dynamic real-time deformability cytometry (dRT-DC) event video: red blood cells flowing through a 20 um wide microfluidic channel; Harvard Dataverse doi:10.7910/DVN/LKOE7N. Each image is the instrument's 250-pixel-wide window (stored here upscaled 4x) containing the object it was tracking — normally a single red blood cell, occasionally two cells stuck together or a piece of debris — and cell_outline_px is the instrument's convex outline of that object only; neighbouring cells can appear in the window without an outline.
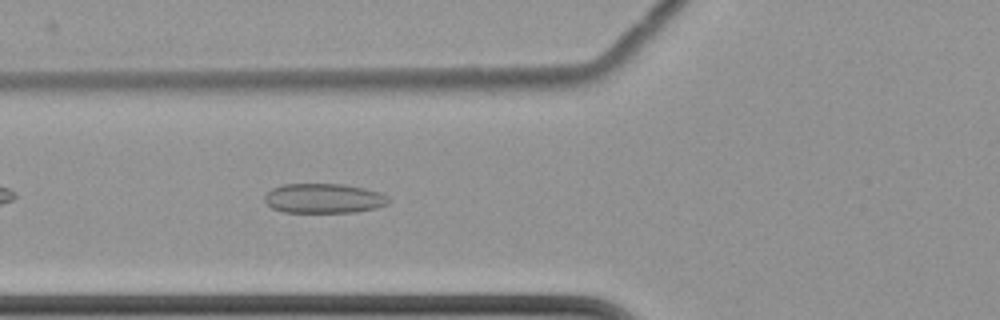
{"species": "common noctule bat (a hibernating species)", "species_latin": "Nyctalus noctula", "temperature_condition": "cold", "stored_images_in_passage": 43, "camera_frame_rate_fps": 3000, "um_per_image_px": 0.085, "animal": {"sex": "female", "body_mass_g": 22.7, "forearm_length_mm": 54.2}, "frame": {"image": 1, "passage_image": 7, "time_ms": 2.0, "image_size_px": [1000, 320], "cell_outline_px": [[392, 200], [388, 204], [376, 208], [356, 212], [284, 212], [272, 208], [264, 200], [264, 196], [272, 188], [284, 184], [344, 184], [364, 188], [380, 192], [388, 196]], "centroid_in_image_um": [27.56, 16.86], "position_along_channel_um": 98.2, "area_um2": 21.56}}
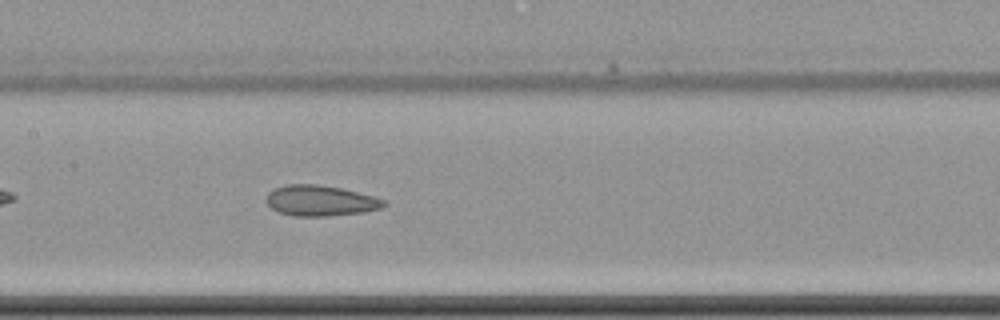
{"frame": {"image": 2, "passage_image": 14, "time_ms": 4.333, "image_size_px": [1000, 320], "cell_outline_px": [[388, 204], [380, 208], [364, 212], [328, 216], [296, 216], [280, 212], [272, 208], [264, 200], [268, 192], [272, 188], [288, 184], [316, 184], [340, 188], [376, 196], [384, 200]], "centroid_in_image_um": [27.22, 17.05], "position_along_channel_um": 180.2, "area_um2": 21.1}}
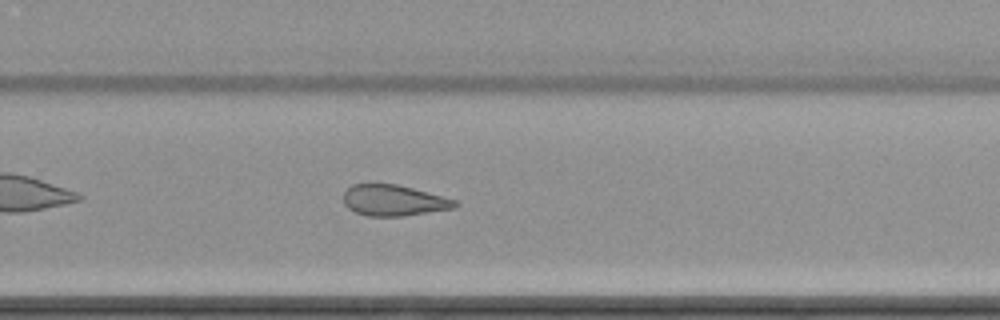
{"frame": {"image": 3, "passage_image": 24, "time_ms": 7.667, "image_size_px": [1000, 320], "cell_outline_px": [[460, 204], [452, 208], [404, 216], [368, 216], [356, 212], [348, 208], [344, 204], [344, 192], [352, 184], [396, 184], [412, 188], [456, 200]], "centroid_in_image_um": [33.44, 17.03], "position_along_channel_um": 296.4, "area_um2": 19.88}, "authors_computed_cell_mechanics": {"area_um2": 21.5594, "velocity_mm_per_s": 3.4928, "shape_relaxation_time_tau1_ms": null, "shape_relaxation_time_tau2_ms": 4.1096, "deformation_change_tau1": null, "deformation_change_tau2": 0.1239}}